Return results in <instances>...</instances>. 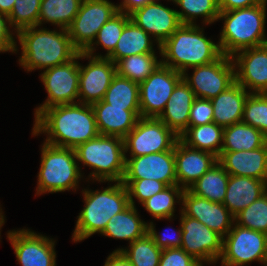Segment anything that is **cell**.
Masks as SVG:
<instances>
[{"instance_id": "14", "label": "cell", "mask_w": 267, "mask_h": 266, "mask_svg": "<svg viewBox=\"0 0 267 266\" xmlns=\"http://www.w3.org/2000/svg\"><path fill=\"white\" fill-rule=\"evenodd\" d=\"M89 59V64L79 63L78 103L92 105L103 100L104 95L116 76L115 63L106 57H94L80 52V59Z\"/></svg>"}, {"instance_id": "21", "label": "cell", "mask_w": 267, "mask_h": 266, "mask_svg": "<svg viewBox=\"0 0 267 266\" xmlns=\"http://www.w3.org/2000/svg\"><path fill=\"white\" fill-rule=\"evenodd\" d=\"M177 185L189 189L216 162L212 153L187 146L180 139L174 145Z\"/></svg>"}, {"instance_id": "42", "label": "cell", "mask_w": 267, "mask_h": 266, "mask_svg": "<svg viewBox=\"0 0 267 266\" xmlns=\"http://www.w3.org/2000/svg\"><path fill=\"white\" fill-rule=\"evenodd\" d=\"M126 186L130 204L135 206L134 198L138 199L141 204L158 192H161L165 187L164 183L155 179H139V180H122Z\"/></svg>"}, {"instance_id": "38", "label": "cell", "mask_w": 267, "mask_h": 266, "mask_svg": "<svg viewBox=\"0 0 267 266\" xmlns=\"http://www.w3.org/2000/svg\"><path fill=\"white\" fill-rule=\"evenodd\" d=\"M103 101L117 107H140L139 84L116 74Z\"/></svg>"}, {"instance_id": "2", "label": "cell", "mask_w": 267, "mask_h": 266, "mask_svg": "<svg viewBox=\"0 0 267 266\" xmlns=\"http://www.w3.org/2000/svg\"><path fill=\"white\" fill-rule=\"evenodd\" d=\"M38 26L16 33L22 50L19 64L26 71L49 69L72 60L79 52L73 47L67 29L53 31Z\"/></svg>"}, {"instance_id": "34", "label": "cell", "mask_w": 267, "mask_h": 266, "mask_svg": "<svg viewBox=\"0 0 267 266\" xmlns=\"http://www.w3.org/2000/svg\"><path fill=\"white\" fill-rule=\"evenodd\" d=\"M180 10L177 11L182 24H196L197 17H204V24L216 22L220 14L218 0H173Z\"/></svg>"}, {"instance_id": "45", "label": "cell", "mask_w": 267, "mask_h": 266, "mask_svg": "<svg viewBox=\"0 0 267 266\" xmlns=\"http://www.w3.org/2000/svg\"><path fill=\"white\" fill-rule=\"evenodd\" d=\"M171 229V228H170ZM173 230V229H172ZM171 230V231H172ZM168 232V231H167ZM177 232L176 235L167 233L159 234L155 230V226L153 222L147 223V234L152 238L154 243L161 249H172V248H180L182 244V226L180 223V229L172 231Z\"/></svg>"}, {"instance_id": "49", "label": "cell", "mask_w": 267, "mask_h": 266, "mask_svg": "<svg viewBox=\"0 0 267 266\" xmlns=\"http://www.w3.org/2000/svg\"><path fill=\"white\" fill-rule=\"evenodd\" d=\"M104 266H133L121 251H113L105 261Z\"/></svg>"}, {"instance_id": "43", "label": "cell", "mask_w": 267, "mask_h": 266, "mask_svg": "<svg viewBox=\"0 0 267 266\" xmlns=\"http://www.w3.org/2000/svg\"><path fill=\"white\" fill-rule=\"evenodd\" d=\"M203 260L193 258L182 248L162 249L159 266H204Z\"/></svg>"}, {"instance_id": "6", "label": "cell", "mask_w": 267, "mask_h": 266, "mask_svg": "<svg viewBox=\"0 0 267 266\" xmlns=\"http://www.w3.org/2000/svg\"><path fill=\"white\" fill-rule=\"evenodd\" d=\"M78 163L94 169L90 179L98 182H122L125 174L124 139L98 135L76 149Z\"/></svg>"}, {"instance_id": "32", "label": "cell", "mask_w": 267, "mask_h": 266, "mask_svg": "<svg viewBox=\"0 0 267 266\" xmlns=\"http://www.w3.org/2000/svg\"><path fill=\"white\" fill-rule=\"evenodd\" d=\"M83 0H41L38 27L51 23L59 28L68 29Z\"/></svg>"}, {"instance_id": "11", "label": "cell", "mask_w": 267, "mask_h": 266, "mask_svg": "<svg viewBox=\"0 0 267 266\" xmlns=\"http://www.w3.org/2000/svg\"><path fill=\"white\" fill-rule=\"evenodd\" d=\"M80 52L69 62L46 69L40 74L46 92V101L35 109L36 117L42 110L65 104L78 103Z\"/></svg>"}, {"instance_id": "46", "label": "cell", "mask_w": 267, "mask_h": 266, "mask_svg": "<svg viewBox=\"0 0 267 266\" xmlns=\"http://www.w3.org/2000/svg\"><path fill=\"white\" fill-rule=\"evenodd\" d=\"M10 23L7 15L0 13V53L18 52L17 42L13 31H10Z\"/></svg>"}, {"instance_id": "37", "label": "cell", "mask_w": 267, "mask_h": 266, "mask_svg": "<svg viewBox=\"0 0 267 266\" xmlns=\"http://www.w3.org/2000/svg\"><path fill=\"white\" fill-rule=\"evenodd\" d=\"M133 266H159L162 249L146 233L140 239L130 243L128 248H118Z\"/></svg>"}, {"instance_id": "36", "label": "cell", "mask_w": 267, "mask_h": 266, "mask_svg": "<svg viewBox=\"0 0 267 266\" xmlns=\"http://www.w3.org/2000/svg\"><path fill=\"white\" fill-rule=\"evenodd\" d=\"M130 20V15L124 14L122 12H117L114 16H112L98 31L95 41L91 44V46L84 52L90 56L94 57H108L115 49L116 44L118 42L119 37L121 36L125 24ZM96 45V46H94ZM97 45H101L102 48L107 50L105 56L95 55L93 53L95 47ZM94 54V55H93Z\"/></svg>"}, {"instance_id": "39", "label": "cell", "mask_w": 267, "mask_h": 266, "mask_svg": "<svg viewBox=\"0 0 267 266\" xmlns=\"http://www.w3.org/2000/svg\"><path fill=\"white\" fill-rule=\"evenodd\" d=\"M234 218L239 226L267 234V191Z\"/></svg>"}, {"instance_id": "26", "label": "cell", "mask_w": 267, "mask_h": 266, "mask_svg": "<svg viewBox=\"0 0 267 266\" xmlns=\"http://www.w3.org/2000/svg\"><path fill=\"white\" fill-rule=\"evenodd\" d=\"M266 191L267 183L263 180L246 176L229 175L223 205L235 217Z\"/></svg>"}, {"instance_id": "51", "label": "cell", "mask_w": 267, "mask_h": 266, "mask_svg": "<svg viewBox=\"0 0 267 266\" xmlns=\"http://www.w3.org/2000/svg\"><path fill=\"white\" fill-rule=\"evenodd\" d=\"M4 223H5V217H4V215H3V211H2V209H1V207H0V234H1V228H2V226L4 225ZM1 236V235H0Z\"/></svg>"}, {"instance_id": "8", "label": "cell", "mask_w": 267, "mask_h": 266, "mask_svg": "<svg viewBox=\"0 0 267 266\" xmlns=\"http://www.w3.org/2000/svg\"><path fill=\"white\" fill-rule=\"evenodd\" d=\"M221 266H244L267 260V234L233 224L223 237Z\"/></svg>"}, {"instance_id": "13", "label": "cell", "mask_w": 267, "mask_h": 266, "mask_svg": "<svg viewBox=\"0 0 267 266\" xmlns=\"http://www.w3.org/2000/svg\"><path fill=\"white\" fill-rule=\"evenodd\" d=\"M193 74H182L196 98L208 99L216 97L235 82V67L230 56L222 55L218 60L192 67Z\"/></svg>"}, {"instance_id": "41", "label": "cell", "mask_w": 267, "mask_h": 266, "mask_svg": "<svg viewBox=\"0 0 267 266\" xmlns=\"http://www.w3.org/2000/svg\"><path fill=\"white\" fill-rule=\"evenodd\" d=\"M41 0H16L11 13L8 15L9 23L14 33L38 26Z\"/></svg>"}, {"instance_id": "19", "label": "cell", "mask_w": 267, "mask_h": 266, "mask_svg": "<svg viewBox=\"0 0 267 266\" xmlns=\"http://www.w3.org/2000/svg\"><path fill=\"white\" fill-rule=\"evenodd\" d=\"M181 201L180 211L197 219L222 237L227 235L235 223L234 216L222 203L197 196L189 189L183 190Z\"/></svg>"}, {"instance_id": "5", "label": "cell", "mask_w": 267, "mask_h": 266, "mask_svg": "<svg viewBox=\"0 0 267 266\" xmlns=\"http://www.w3.org/2000/svg\"><path fill=\"white\" fill-rule=\"evenodd\" d=\"M84 208L77 216L72 240L80 242L95 233H102L109 220L125 210L129 205L126 186L122 182L103 188V190L82 189Z\"/></svg>"}, {"instance_id": "3", "label": "cell", "mask_w": 267, "mask_h": 266, "mask_svg": "<svg viewBox=\"0 0 267 266\" xmlns=\"http://www.w3.org/2000/svg\"><path fill=\"white\" fill-rule=\"evenodd\" d=\"M158 50L161 63L182 74L189 67L214 62L223 55L219 43L206 38L204 29L197 24H181Z\"/></svg>"}, {"instance_id": "15", "label": "cell", "mask_w": 267, "mask_h": 266, "mask_svg": "<svg viewBox=\"0 0 267 266\" xmlns=\"http://www.w3.org/2000/svg\"><path fill=\"white\" fill-rule=\"evenodd\" d=\"M180 214L182 226L180 248L193 258L203 260L204 264L216 263L222 253L223 237L197 219L186 216L182 211Z\"/></svg>"}, {"instance_id": "50", "label": "cell", "mask_w": 267, "mask_h": 266, "mask_svg": "<svg viewBox=\"0 0 267 266\" xmlns=\"http://www.w3.org/2000/svg\"><path fill=\"white\" fill-rule=\"evenodd\" d=\"M16 0H0V13L9 15L14 7Z\"/></svg>"}, {"instance_id": "44", "label": "cell", "mask_w": 267, "mask_h": 266, "mask_svg": "<svg viewBox=\"0 0 267 266\" xmlns=\"http://www.w3.org/2000/svg\"><path fill=\"white\" fill-rule=\"evenodd\" d=\"M213 107L208 99L196 98L191 106L189 126H200L212 123Z\"/></svg>"}, {"instance_id": "53", "label": "cell", "mask_w": 267, "mask_h": 266, "mask_svg": "<svg viewBox=\"0 0 267 266\" xmlns=\"http://www.w3.org/2000/svg\"><path fill=\"white\" fill-rule=\"evenodd\" d=\"M263 264H264L265 266H267V260H265V261L263 262Z\"/></svg>"}, {"instance_id": "1", "label": "cell", "mask_w": 267, "mask_h": 266, "mask_svg": "<svg viewBox=\"0 0 267 266\" xmlns=\"http://www.w3.org/2000/svg\"><path fill=\"white\" fill-rule=\"evenodd\" d=\"M33 136L46 134L45 143L76 149L99 135L91 105L75 103L42 110L36 117Z\"/></svg>"}, {"instance_id": "23", "label": "cell", "mask_w": 267, "mask_h": 266, "mask_svg": "<svg viewBox=\"0 0 267 266\" xmlns=\"http://www.w3.org/2000/svg\"><path fill=\"white\" fill-rule=\"evenodd\" d=\"M217 162L229 175L251 177L267 183V143L249 151H221Z\"/></svg>"}, {"instance_id": "17", "label": "cell", "mask_w": 267, "mask_h": 266, "mask_svg": "<svg viewBox=\"0 0 267 266\" xmlns=\"http://www.w3.org/2000/svg\"><path fill=\"white\" fill-rule=\"evenodd\" d=\"M123 180L155 179L166 186L177 185L174 147L169 151L127 157Z\"/></svg>"}, {"instance_id": "18", "label": "cell", "mask_w": 267, "mask_h": 266, "mask_svg": "<svg viewBox=\"0 0 267 266\" xmlns=\"http://www.w3.org/2000/svg\"><path fill=\"white\" fill-rule=\"evenodd\" d=\"M231 58L237 83L250 93H267V44L243 49Z\"/></svg>"}, {"instance_id": "24", "label": "cell", "mask_w": 267, "mask_h": 266, "mask_svg": "<svg viewBox=\"0 0 267 266\" xmlns=\"http://www.w3.org/2000/svg\"><path fill=\"white\" fill-rule=\"evenodd\" d=\"M195 99L194 92L182 79L158 117L178 137L189 127L190 110Z\"/></svg>"}, {"instance_id": "9", "label": "cell", "mask_w": 267, "mask_h": 266, "mask_svg": "<svg viewBox=\"0 0 267 266\" xmlns=\"http://www.w3.org/2000/svg\"><path fill=\"white\" fill-rule=\"evenodd\" d=\"M178 139L159 118L140 117L124 138V150L130 157L169 151Z\"/></svg>"}, {"instance_id": "48", "label": "cell", "mask_w": 267, "mask_h": 266, "mask_svg": "<svg viewBox=\"0 0 267 266\" xmlns=\"http://www.w3.org/2000/svg\"><path fill=\"white\" fill-rule=\"evenodd\" d=\"M150 0H123L117 5V10L124 14L130 15L135 10L144 7Z\"/></svg>"}, {"instance_id": "31", "label": "cell", "mask_w": 267, "mask_h": 266, "mask_svg": "<svg viewBox=\"0 0 267 266\" xmlns=\"http://www.w3.org/2000/svg\"><path fill=\"white\" fill-rule=\"evenodd\" d=\"M228 180L229 173L216 162L189 190L197 196L223 204Z\"/></svg>"}, {"instance_id": "25", "label": "cell", "mask_w": 267, "mask_h": 266, "mask_svg": "<svg viewBox=\"0 0 267 266\" xmlns=\"http://www.w3.org/2000/svg\"><path fill=\"white\" fill-rule=\"evenodd\" d=\"M250 92L236 81L212 98L213 121L222 127L242 122L246 99Z\"/></svg>"}, {"instance_id": "52", "label": "cell", "mask_w": 267, "mask_h": 266, "mask_svg": "<svg viewBox=\"0 0 267 266\" xmlns=\"http://www.w3.org/2000/svg\"><path fill=\"white\" fill-rule=\"evenodd\" d=\"M157 1L159 2V0H150V2H157ZM170 1H173V0H170Z\"/></svg>"}, {"instance_id": "33", "label": "cell", "mask_w": 267, "mask_h": 266, "mask_svg": "<svg viewBox=\"0 0 267 266\" xmlns=\"http://www.w3.org/2000/svg\"><path fill=\"white\" fill-rule=\"evenodd\" d=\"M159 60L155 53L131 55L115 63L116 72L117 75L139 84L161 64V59Z\"/></svg>"}, {"instance_id": "29", "label": "cell", "mask_w": 267, "mask_h": 266, "mask_svg": "<svg viewBox=\"0 0 267 266\" xmlns=\"http://www.w3.org/2000/svg\"><path fill=\"white\" fill-rule=\"evenodd\" d=\"M224 127L215 122L200 126H189L179 139L187 146L209 152L219 157L222 150Z\"/></svg>"}, {"instance_id": "22", "label": "cell", "mask_w": 267, "mask_h": 266, "mask_svg": "<svg viewBox=\"0 0 267 266\" xmlns=\"http://www.w3.org/2000/svg\"><path fill=\"white\" fill-rule=\"evenodd\" d=\"M99 135L124 139L141 117L140 107H117L103 100L91 105Z\"/></svg>"}, {"instance_id": "35", "label": "cell", "mask_w": 267, "mask_h": 266, "mask_svg": "<svg viewBox=\"0 0 267 266\" xmlns=\"http://www.w3.org/2000/svg\"><path fill=\"white\" fill-rule=\"evenodd\" d=\"M182 193L183 189L178 185L167 186L143 202L142 206L157 220H172L176 211L175 203L182 202Z\"/></svg>"}, {"instance_id": "7", "label": "cell", "mask_w": 267, "mask_h": 266, "mask_svg": "<svg viewBox=\"0 0 267 266\" xmlns=\"http://www.w3.org/2000/svg\"><path fill=\"white\" fill-rule=\"evenodd\" d=\"M75 149L42 144L36 195L76 190L83 177Z\"/></svg>"}, {"instance_id": "12", "label": "cell", "mask_w": 267, "mask_h": 266, "mask_svg": "<svg viewBox=\"0 0 267 266\" xmlns=\"http://www.w3.org/2000/svg\"><path fill=\"white\" fill-rule=\"evenodd\" d=\"M183 79L182 73L162 63L139 83L141 117L158 118L164 111L176 85Z\"/></svg>"}, {"instance_id": "16", "label": "cell", "mask_w": 267, "mask_h": 266, "mask_svg": "<svg viewBox=\"0 0 267 266\" xmlns=\"http://www.w3.org/2000/svg\"><path fill=\"white\" fill-rule=\"evenodd\" d=\"M7 238L22 266H56L54 239L24 228L8 231Z\"/></svg>"}, {"instance_id": "30", "label": "cell", "mask_w": 267, "mask_h": 266, "mask_svg": "<svg viewBox=\"0 0 267 266\" xmlns=\"http://www.w3.org/2000/svg\"><path fill=\"white\" fill-rule=\"evenodd\" d=\"M266 143L267 137L257 128L239 122L224 127L221 151H249L258 149Z\"/></svg>"}, {"instance_id": "40", "label": "cell", "mask_w": 267, "mask_h": 266, "mask_svg": "<svg viewBox=\"0 0 267 266\" xmlns=\"http://www.w3.org/2000/svg\"><path fill=\"white\" fill-rule=\"evenodd\" d=\"M242 122L257 128L267 137V93H250L248 95Z\"/></svg>"}, {"instance_id": "27", "label": "cell", "mask_w": 267, "mask_h": 266, "mask_svg": "<svg viewBox=\"0 0 267 266\" xmlns=\"http://www.w3.org/2000/svg\"><path fill=\"white\" fill-rule=\"evenodd\" d=\"M139 217L136 206L130 204L109 220L101 234L113 239L127 240L130 244L147 233V223Z\"/></svg>"}, {"instance_id": "10", "label": "cell", "mask_w": 267, "mask_h": 266, "mask_svg": "<svg viewBox=\"0 0 267 266\" xmlns=\"http://www.w3.org/2000/svg\"><path fill=\"white\" fill-rule=\"evenodd\" d=\"M117 12V5L109 0H83L79 12L67 29L73 47L78 52H85L100 28Z\"/></svg>"}, {"instance_id": "4", "label": "cell", "mask_w": 267, "mask_h": 266, "mask_svg": "<svg viewBox=\"0 0 267 266\" xmlns=\"http://www.w3.org/2000/svg\"><path fill=\"white\" fill-rule=\"evenodd\" d=\"M266 3L252 7L220 11L218 20H224L219 46L222 54L232 57L246 48L267 44L265 33Z\"/></svg>"}, {"instance_id": "47", "label": "cell", "mask_w": 267, "mask_h": 266, "mask_svg": "<svg viewBox=\"0 0 267 266\" xmlns=\"http://www.w3.org/2000/svg\"><path fill=\"white\" fill-rule=\"evenodd\" d=\"M266 0H218L220 11H231L261 4Z\"/></svg>"}, {"instance_id": "20", "label": "cell", "mask_w": 267, "mask_h": 266, "mask_svg": "<svg viewBox=\"0 0 267 266\" xmlns=\"http://www.w3.org/2000/svg\"><path fill=\"white\" fill-rule=\"evenodd\" d=\"M130 19L146 33L152 35L160 47L180 26L177 10L150 2L130 14Z\"/></svg>"}, {"instance_id": "28", "label": "cell", "mask_w": 267, "mask_h": 266, "mask_svg": "<svg viewBox=\"0 0 267 266\" xmlns=\"http://www.w3.org/2000/svg\"><path fill=\"white\" fill-rule=\"evenodd\" d=\"M148 33L131 19L125 24L114 51L107 57L116 63L131 55L155 53L153 41Z\"/></svg>"}]
</instances>
